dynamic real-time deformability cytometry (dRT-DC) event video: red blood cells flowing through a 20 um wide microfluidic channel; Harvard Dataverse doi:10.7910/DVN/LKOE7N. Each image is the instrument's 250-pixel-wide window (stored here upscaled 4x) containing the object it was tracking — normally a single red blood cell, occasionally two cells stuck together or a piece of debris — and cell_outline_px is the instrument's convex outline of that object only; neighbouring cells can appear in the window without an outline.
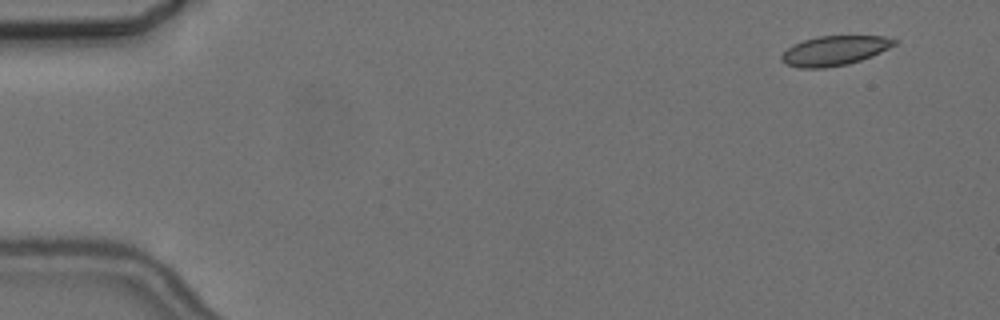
{"species": "common noctule bat (a hibernating species)", "species_latin": "Nyctalus noctula", "temperature_condition": "cold", "stored_images_in_passage": 2, "camera_frame_rate_fps": 3000, "um_per_image_px": 0.085, "animal": {"sex": "female", "body_mass_g": 24.6, "forearm_length_mm": 56.2}, "frame": {"image": 1, "passage_image": 2, "time_ms": 1.333, "image_size_px": [1000, 320], "cell_outline_px": [[900, 40], [896, 44], [872, 56], [848, 64], [824, 68], [800, 68], [784, 64], [780, 60], [780, 56], [792, 44], [816, 36], [884, 36]], "centroid_in_image_um": [70.91, 4.3], "position_along_channel_um": 14.1, "area_um2": 19.59}}